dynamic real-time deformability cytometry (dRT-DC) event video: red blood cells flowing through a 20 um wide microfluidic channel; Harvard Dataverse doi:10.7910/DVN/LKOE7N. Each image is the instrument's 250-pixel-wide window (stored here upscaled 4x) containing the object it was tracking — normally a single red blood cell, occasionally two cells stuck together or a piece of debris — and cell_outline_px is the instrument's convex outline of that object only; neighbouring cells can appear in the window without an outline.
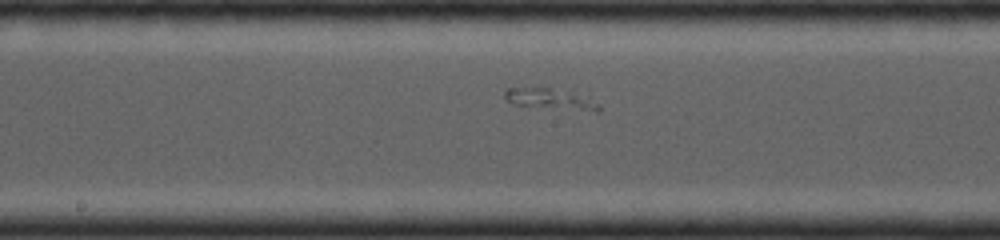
{"species": "common noctule bat (a hibernating species)", "species_latin": "Nyctalus noctula", "temperature_condition": "cold", "stored_images_in_passage": 42, "camera_frame_rate_fps": 4000, "um_per_image_px": 0.085, "animal": {"sex": "female", "body_mass_g": 19.0, "forearm_length_mm": 53.3}, "frame": {"image": 1, "passage_image": 20, "time_ms": 4.75, "image_size_px": [1000, 240], "cell_outline_px": [[600, 112], [596, 112], [512, 104], [504, 96], [504, 92], [508, 88], [548, 88], [588, 92], [600, 104]], "centroid_in_image_um": [47.01, 8.4], "position_along_channel_um": 201.2, "area_um2": 12.02}}
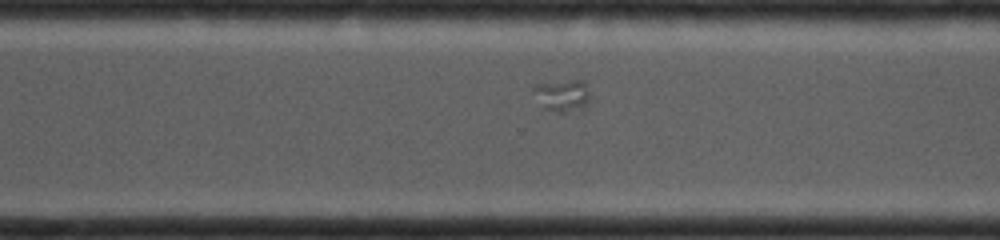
{"frame": {"image": 2, "passage_image": 31, "time_ms": 7.5, "image_size_px": [1000, 240], "cell_outline_px": [[588, 108], [564, 112], [556, 112], [544, 108], [532, 92], [532, 84], [568, 80], [584, 80], [588, 92]], "centroid_in_image_um": [47.78, 8.1], "position_along_channel_um": 322.8, "area_um2": 10.69}}
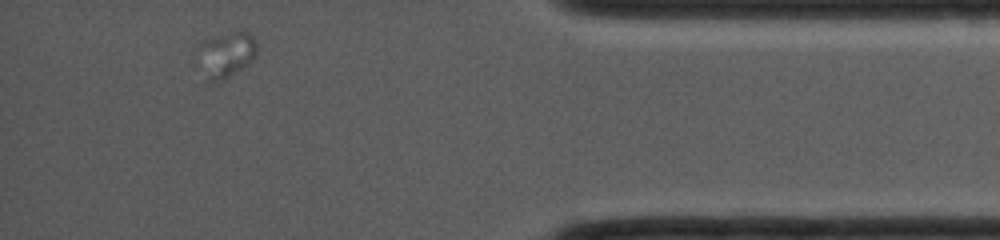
{"frame": {"image": 3, "passage_image": 42, "time_ms": 10.25, "image_size_px": [1000, 240], "cell_outline_px": [[256, 56], [248, 64], [224, 80], [208, 80], [200, 48], [200, 44], [204, 40], [244, 28], [256, 40]], "centroid_in_image_um": [19.35, 4.57], "position_along_channel_um": 415.8, "area_um2": 14.91}}